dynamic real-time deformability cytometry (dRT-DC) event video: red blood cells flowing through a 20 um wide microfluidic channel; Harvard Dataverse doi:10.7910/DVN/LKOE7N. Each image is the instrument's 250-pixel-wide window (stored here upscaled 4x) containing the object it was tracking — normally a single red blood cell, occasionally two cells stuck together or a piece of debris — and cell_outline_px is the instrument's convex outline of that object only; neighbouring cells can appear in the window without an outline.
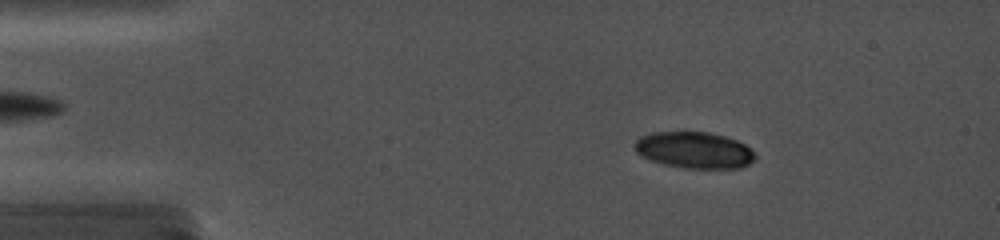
{"species": "common noctule bat (a hibernating species)", "species_latin": "Nyctalus noctula", "temperature_condition": "cold", "stored_images_in_passage": 27, "camera_frame_rate_fps": 5000, "um_per_image_px": 0.085, "animal": {"sex": "female", "body_mass_g": 19.0, "forearm_length_mm": 56.7}, "frame": {"image": 1, "passage_image": 15, "time_ms": 2.6, "image_size_px": [1000, 240], "cell_outline_px": [[756, 160], [740, 168], [684, 168], [664, 164], [640, 156], [636, 152], [636, 140], [640, 136], [652, 132], [708, 132], [724, 136], [736, 140], [744, 144], [756, 152]], "centroid_in_image_um": [59.04, 12.76], "position_along_channel_um": 26.0, "area_um2": 25.61}}